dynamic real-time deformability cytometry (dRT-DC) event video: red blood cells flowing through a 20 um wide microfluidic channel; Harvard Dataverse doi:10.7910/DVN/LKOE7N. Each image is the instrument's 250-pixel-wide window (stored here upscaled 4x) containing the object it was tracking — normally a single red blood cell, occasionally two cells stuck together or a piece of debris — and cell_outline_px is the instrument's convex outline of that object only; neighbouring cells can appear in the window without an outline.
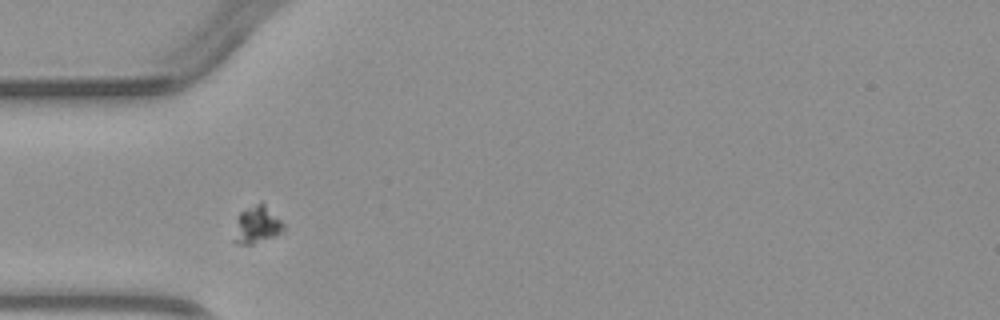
{"species": "common noctule bat (a hibernating species)", "species_latin": "Nyctalus noctula", "temperature_condition": "warm", "stored_images_in_passage": 1, "camera_frame_rate_fps": 3000, "um_per_image_px": 0.085, "animal": {"sex": "male", "body_mass_g": 23.1, "forearm_length_mm": 52.7}, "frame": {"image": 1, "passage_image": 1, "time_ms": 0.0, "image_size_px": [1000, 320], "cell_outline_px": [[284, 228], [280, 232], [272, 236], [252, 244], [236, 244], [232, 240], [240, 212], [260, 200], [284, 224]], "centroid_in_image_um": [21.8, 19.1], "position_along_channel_um": 63.2, "area_um2": 10.46}}